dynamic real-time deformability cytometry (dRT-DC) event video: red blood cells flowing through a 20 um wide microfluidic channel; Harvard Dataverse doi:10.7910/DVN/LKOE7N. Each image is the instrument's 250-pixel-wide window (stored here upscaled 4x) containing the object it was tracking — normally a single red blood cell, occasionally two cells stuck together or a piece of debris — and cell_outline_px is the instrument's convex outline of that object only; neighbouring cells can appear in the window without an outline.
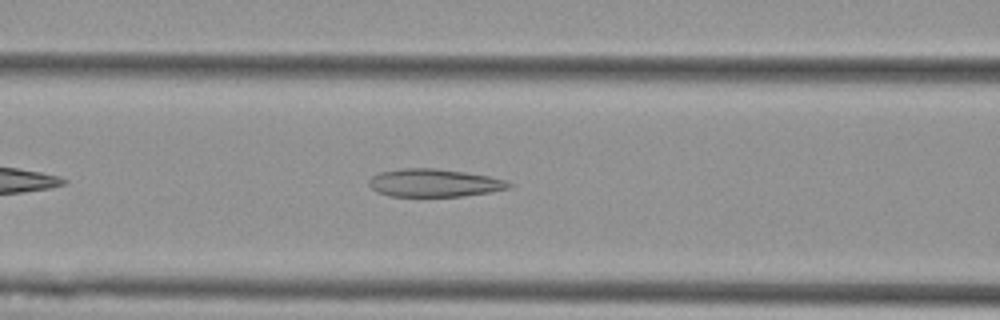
{"species": "Egyptian fruit bat (a non-hibernating species)", "species_latin": "Rousettus aegyptiacus", "temperature_condition": "cold", "stored_images_in_passage": 39, "camera_frame_rate_fps": 3000, "um_per_image_px": 0.085, "animal": {"sex": "female"}, "frame": {"image": 1, "passage_image": 10, "time_ms": 3.0, "image_size_px": [1000, 320], "cell_outline_px": [[516, 184], [512, 188], [488, 192], [460, 196], [388, 196], [376, 192], [368, 184], [368, 180], [372, 176], [380, 172], [400, 168], [436, 168], [464, 172], [488, 176], [508, 180]], "centroid_in_image_um": [36.92, 15.54], "position_along_channel_um": 129.7, "area_um2": 22.95}}
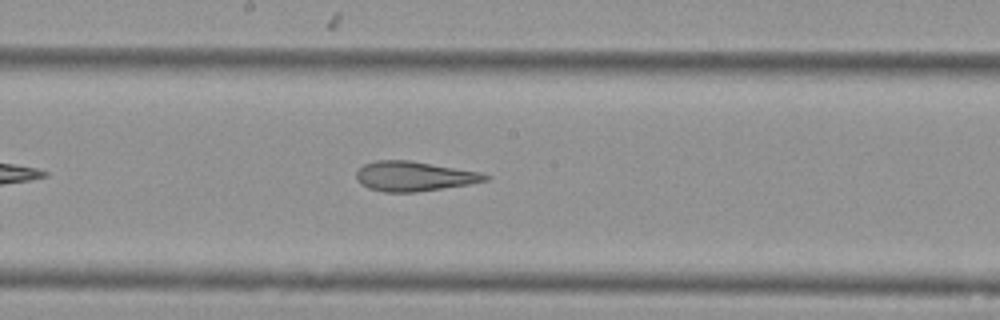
{"frame": {"image": 2, "passage_image": 17, "time_ms": 5.333, "image_size_px": [1000, 320], "cell_outline_px": [[492, 176], [488, 180], [468, 184], [416, 192], [384, 192], [368, 188], [360, 184], [356, 180], [356, 172], [364, 164], [376, 160], [408, 160], [480, 172]], "centroid_in_image_um": [35.16, 14.98], "position_along_channel_um": 213.0, "area_um2": 22.25}}
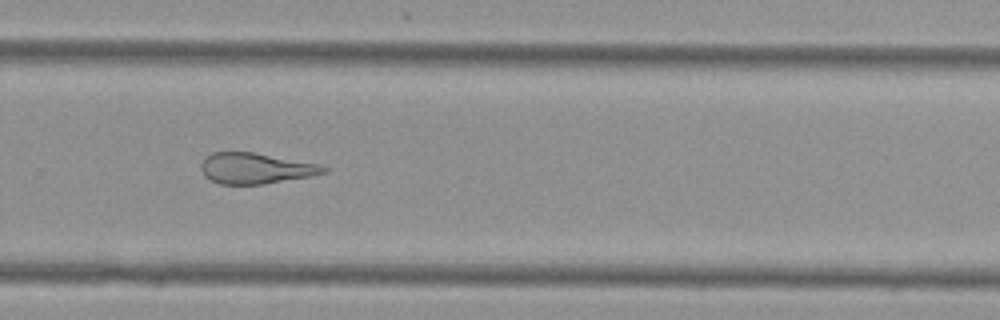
{"frame": {"image": 3, "passage_image": 25, "time_ms": 8.0, "image_size_px": [1000, 320], "cell_outline_px": [[328, 172], [312, 176], [264, 184], [220, 184], [204, 176], [200, 168], [200, 164], [204, 156], [212, 152], [256, 152], [316, 164], [328, 168]], "centroid_in_image_um": [21.69, 14.3], "position_along_channel_um": 308.1, "area_um2": 22.08}, "authors_computed_cell_mechanics": {"area_um2": 23.1778, "velocity_mm_per_s": 3.5846, "shape_relaxation_time_tau1_ms": null, "shape_relaxation_time_tau2_ms": 2.7839, "deformation_change_tau1": null, "deformation_change_tau2": 0.1146}}